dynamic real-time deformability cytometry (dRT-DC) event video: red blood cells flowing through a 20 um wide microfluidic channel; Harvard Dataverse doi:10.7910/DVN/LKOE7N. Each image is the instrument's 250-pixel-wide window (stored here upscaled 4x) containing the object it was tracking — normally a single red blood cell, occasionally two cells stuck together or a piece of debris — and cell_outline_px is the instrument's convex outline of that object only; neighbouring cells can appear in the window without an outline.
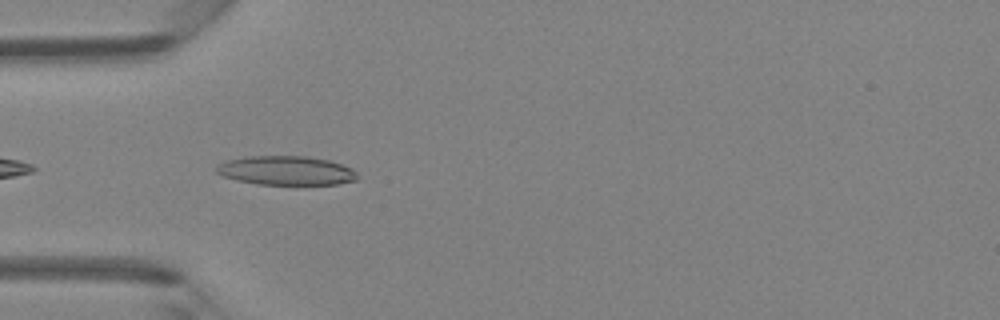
{"species": "Egyptian fruit bat (a non-hibernating species)", "species_latin": "Rousettus aegyptiacus", "temperature_condition": "room temperature", "stored_images_in_passage": 5, "camera_frame_rate_fps": 3000, "um_per_image_px": 0.085, "animal": {"sex": "female"}, "frame": {"image": 1, "passage_image": 4, "time_ms": 3.667, "image_size_px": [1000, 320], "cell_outline_px": [[356, 180], [336, 184], [256, 184], [236, 180], [224, 176], [216, 172], [216, 164], [228, 160], [244, 156], [308, 156], [328, 160], [352, 168], [356, 172]], "centroid_in_image_um": [24.28, 14.49], "position_along_channel_um": 60.7, "area_um2": 23.81}}
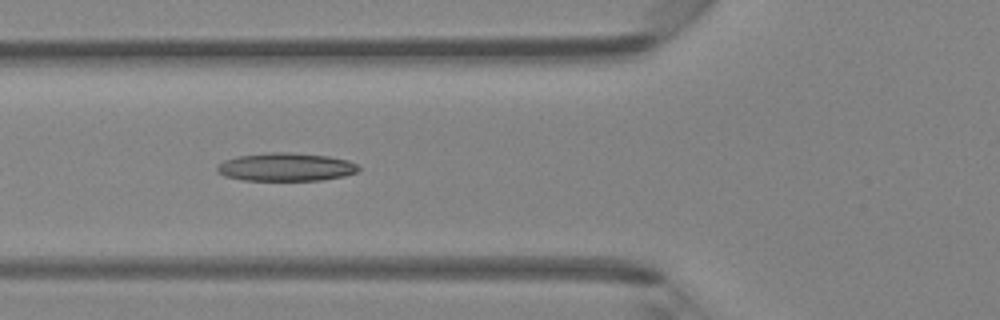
{"frame": {"image": 2, "passage_image": 5, "time_ms": 4.667, "image_size_px": [1000, 320], "cell_outline_px": [[360, 168], [356, 172], [344, 176], [320, 180], [244, 180], [224, 176], [216, 168], [224, 160], [236, 156], [272, 152], [288, 152], [328, 156], [348, 160], [356, 164]], "centroid_in_image_um": [24.3, 14.19], "position_along_channel_um": 101.5, "area_um2": 23.06}}